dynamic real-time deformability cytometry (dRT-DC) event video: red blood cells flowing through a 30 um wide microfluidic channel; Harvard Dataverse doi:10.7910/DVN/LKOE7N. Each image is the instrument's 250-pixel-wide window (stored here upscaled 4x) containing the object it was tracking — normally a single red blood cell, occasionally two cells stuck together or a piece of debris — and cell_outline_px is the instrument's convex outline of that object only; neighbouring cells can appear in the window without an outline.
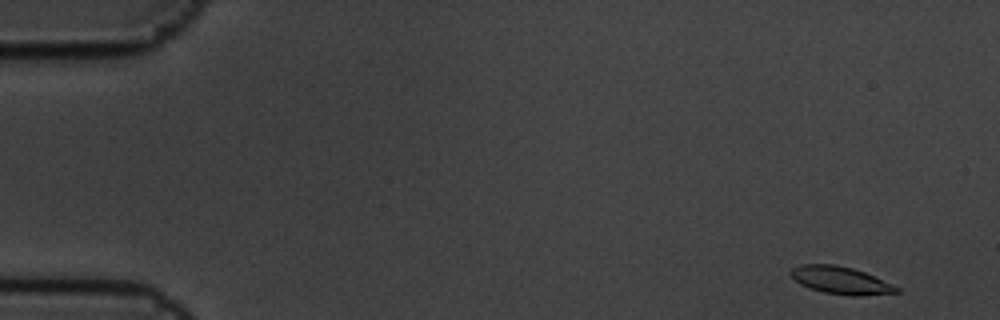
{"species": "common noctule bat (a hibernating species)", "species_latin": "Nyctalus noctula", "temperature_condition": "cold", "stored_images_in_passage": 4, "camera_frame_rate_fps": 3000, "um_per_image_px": 0.085, "animal": {"sex": "male", "body_mass_g": 19.5, "forearm_length_mm": 54.6}, "frame": {"image": 1, "passage_image": 1, "time_ms": 0.0, "image_size_px": [1000, 320], "cell_outline_px": [[900, 292], [860, 296], [852, 296], [824, 292], [808, 288], [800, 284], [788, 272], [792, 268], [800, 264], [836, 264], [852, 268], [864, 272], [892, 284], [900, 288]], "centroid_in_image_um": [71.44, 23.82], "position_along_channel_um": 13.6, "area_um2": 16.94}}
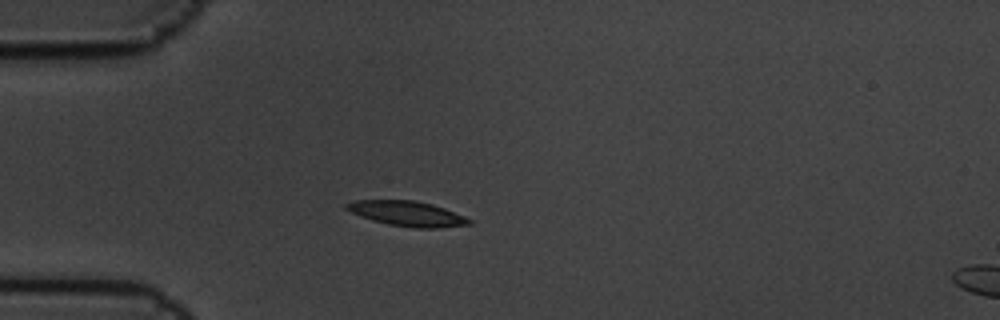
{"frame": {"image": 2, "passage_image": 4, "time_ms": 1.0, "image_size_px": [1000, 320], "cell_outline_px": [[472, 224], [440, 228], [412, 228], [388, 224], [372, 220], [360, 216], [344, 208], [344, 204], [356, 200], [412, 200], [432, 204], [444, 208], [464, 216], [472, 220]], "centroid_in_image_um": [34.61, 18.16], "position_along_channel_um": 50.4, "area_um2": 17.92}}